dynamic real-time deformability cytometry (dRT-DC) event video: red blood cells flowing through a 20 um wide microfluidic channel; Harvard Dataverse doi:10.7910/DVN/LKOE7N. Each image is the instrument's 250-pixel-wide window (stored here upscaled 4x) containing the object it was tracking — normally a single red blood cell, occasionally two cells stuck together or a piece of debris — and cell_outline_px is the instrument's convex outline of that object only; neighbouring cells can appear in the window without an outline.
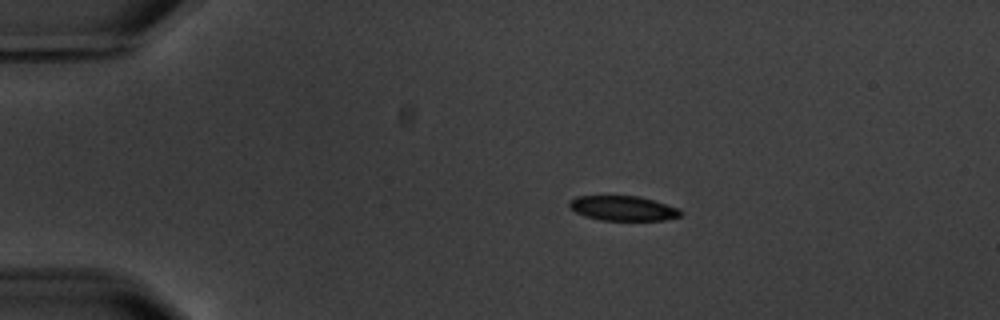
{"species": "common noctule bat (a hibernating species)", "species_latin": "Nyctalus noctula", "temperature_condition": "warm", "stored_images_in_passage": 8, "camera_frame_rate_fps": 3000, "um_per_image_px": 0.085, "animal": {"sex": "male", "body_mass_g": 20.1, "forearm_length_mm": 53.5}, "frame": {"image": 1, "passage_image": 1, "time_ms": 0.0, "image_size_px": [1000, 320], "cell_outline_px": [[684, 212], [680, 216], [664, 220], [600, 220], [584, 216], [576, 212], [568, 204], [568, 200], [576, 196], [640, 196], [680, 208]], "centroid_in_image_um": [52.97, 17.7], "position_along_channel_um": 32.0, "area_um2": 16.18}}
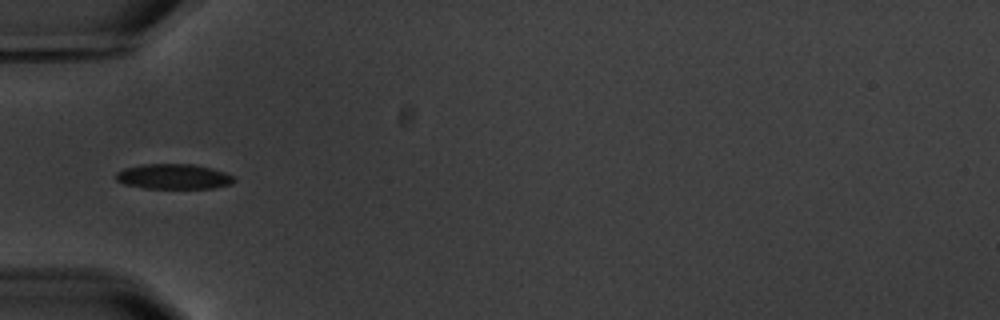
{"frame": {"image": 2, "passage_image": 3, "time_ms": 2.667, "image_size_px": [1000, 320], "cell_outline_px": [[236, 180], [232, 184], [212, 188], [144, 188], [124, 184], [116, 180], [116, 172], [124, 168], [140, 164], [192, 164], [212, 168], [236, 176]], "centroid_in_image_um": [14.77, 15.0], "position_along_channel_um": 70.2, "area_um2": 17.46}}
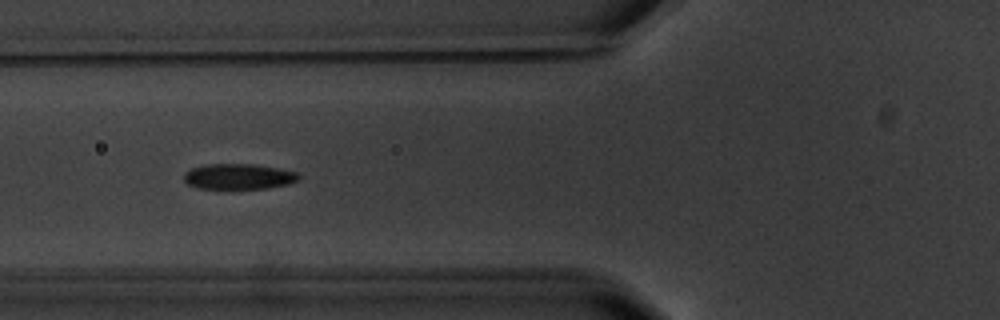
{"frame": {"image": 3, "passage_image": 4, "time_ms": 3.667, "image_size_px": [1000, 320], "cell_outline_px": [[300, 180], [288, 184], [268, 188], [196, 188], [188, 184], [184, 180], [184, 172], [192, 168], [204, 164], [256, 164], [300, 172]], "centroid_in_image_um": [20.32, 14.99], "position_along_channel_um": 105.5, "area_um2": 17.22}}